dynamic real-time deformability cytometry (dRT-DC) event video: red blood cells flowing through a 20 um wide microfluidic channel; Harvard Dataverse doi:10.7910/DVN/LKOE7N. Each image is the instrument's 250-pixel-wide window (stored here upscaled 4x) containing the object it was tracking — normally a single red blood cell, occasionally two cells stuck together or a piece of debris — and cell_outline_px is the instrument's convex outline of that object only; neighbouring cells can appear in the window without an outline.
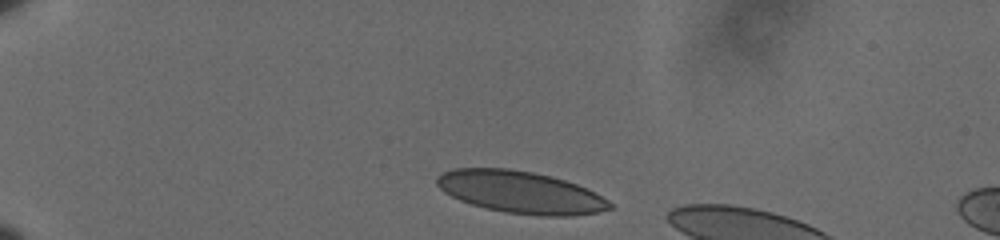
{"species": "human", "species_latin": "Homo sapiens", "temperature_condition": "cold", "stored_images_in_passage": 37, "camera_frame_rate_fps": 3000, "um_per_image_px": 0.085, "donor": {"sex": "male"}, "frame": {"image": 1, "passage_image": 1, "time_ms": 0.0, "image_size_px": [1000, 240], "cell_outline_px": [[616, 208], [600, 212], [572, 216], [540, 216], [504, 212], [484, 208], [460, 200], [444, 192], [436, 184], [436, 176], [440, 172], [452, 168], [508, 168], [532, 172], [552, 176], [588, 188], [608, 200]], "centroid_in_image_um": [44.25, 16.34], "position_along_channel_um": 40.7, "area_um2": 42.89}}
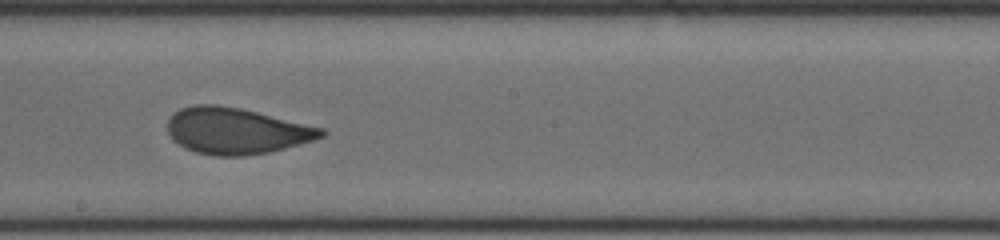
{"frame": {"image": 2, "passage_image": 22, "time_ms": 7.0, "image_size_px": [1000, 240], "cell_outline_px": [[328, 132], [324, 136], [312, 140], [284, 148], [268, 152], [244, 156], [216, 156], [196, 152], [184, 148], [172, 140], [168, 132], [168, 120], [180, 108], [196, 104], [216, 104], [240, 108], [324, 128]], "centroid_in_image_um": [20.06, 11.12], "position_along_channel_um": 228.1, "area_um2": 41.33}}
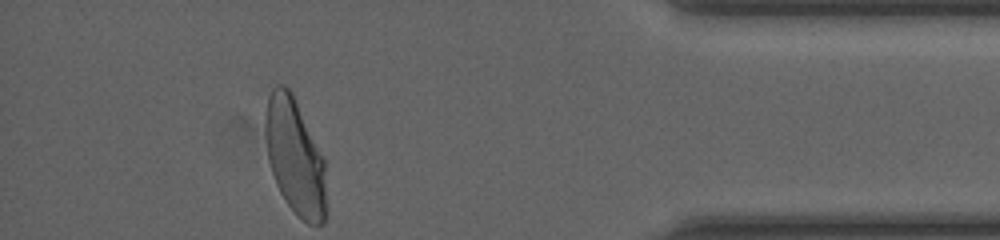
{"frame": {"image": 3, "passage_image": 37, "time_ms": 12.0, "image_size_px": [1000, 240], "cell_outline_px": [[324, 224], [308, 224], [296, 216], [284, 200], [276, 184], [268, 160], [264, 132], [264, 116], [268, 96], [272, 88], [276, 84], [284, 84], [292, 92], [324, 160]], "centroid_in_image_um": [25.01, 13.29], "position_along_channel_um": 410.2, "area_um2": 40.98}, "authors_computed_cell_mechanics": {"area_um2": 41.5004, "velocity_mm_per_s": 3.6306, "shape_relaxation_time_tau1_ms": 6.646, "shape_relaxation_time_tau2_ms": null, "deformation_change_tau1": 0.1891, "deformation_change_tau2": null}}